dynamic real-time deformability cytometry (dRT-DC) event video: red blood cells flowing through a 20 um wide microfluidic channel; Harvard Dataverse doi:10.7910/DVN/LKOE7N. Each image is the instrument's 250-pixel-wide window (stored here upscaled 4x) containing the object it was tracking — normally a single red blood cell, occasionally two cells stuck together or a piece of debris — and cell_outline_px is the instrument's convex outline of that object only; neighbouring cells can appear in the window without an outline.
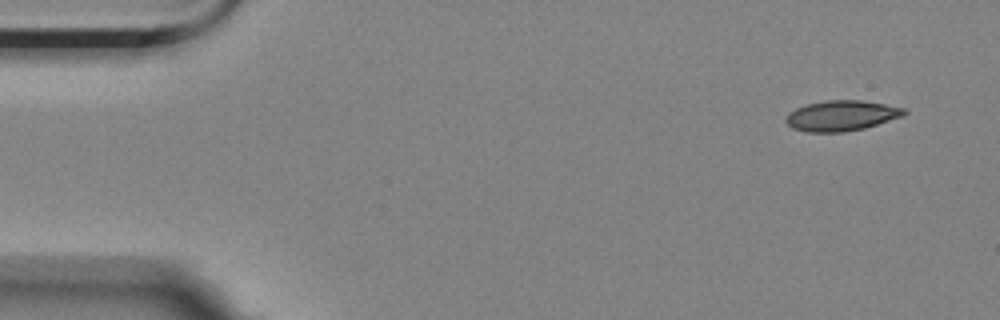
{"species": "Egyptian fruit bat (a non-hibernating species)", "species_latin": "Rousettus aegyptiacus", "temperature_condition": "room temperature", "stored_images_in_passage": 6, "camera_frame_rate_fps": 3000, "um_per_image_px": 0.085, "animal": {"sex": "female"}, "frame": {"image": 1, "passage_image": 1, "time_ms": 0.0, "image_size_px": [1000, 320], "cell_outline_px": [[908, 112], [904, 116], [864, 128], [844, 132], [808, 132], [792, 128], [784, 120], [784, 116], [788, 112], [796, 108], [808, 104], [828, 100], [860, 100], [908, 108]], "centroid_in_image_um": [71.53, 9.83], "position_along_channel_um": 13.5, "area_um2": 21.1}}
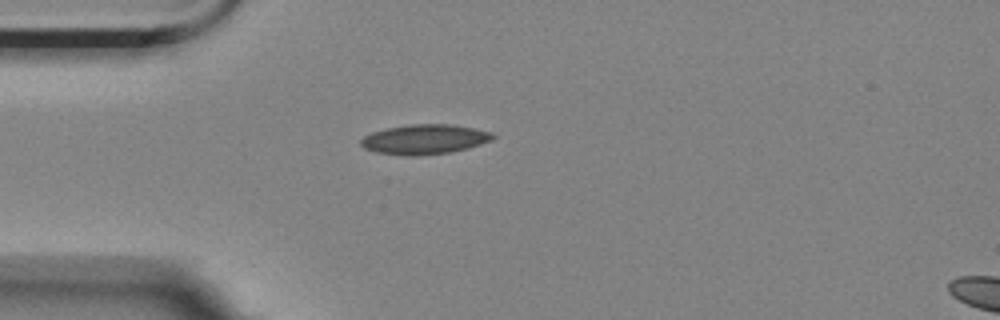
{"frame": {"image": 2, "passage_image": 4, "time_ms": 1.0, "image_size_px": [1000, 320], "cell_outline_px": [[496, 136], [492, 140], [468, 148], [452, 152], [416, 156], [404, 156], [376, 152], [364, 148], [360, 144], [360, 140], [364, 136], [372, 132], [388, 128], [408, 124], [452, 124], [492, 132]], "centroid_in_image_um": [36.08, 11.85], "position_along_channel_um": 48.9, "area_um2": 23.0}}
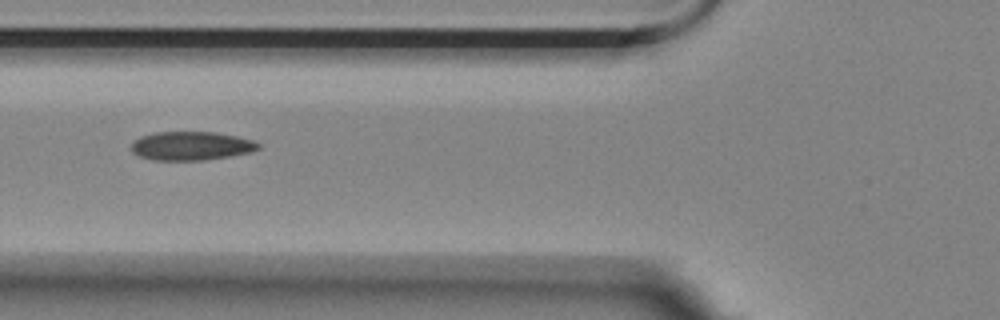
{"frame": {"image": 3, "passage_image": 6, "time_ms": 1.667, "image_size_px": [1000, 320], "cell_outline_px": [[260, 148], [252, 152], [232, 156], [204, 160], [152, 160], [140, 156], [132, 152], [132, 144], [140, 136], [156, 132], [216, 132], [236, 136], [252, 140], [260, 144]], "centroid_in_image_um": [16.28, 12.4], "position_along_channel_um": 109.5, "area_um2": 21.27}}